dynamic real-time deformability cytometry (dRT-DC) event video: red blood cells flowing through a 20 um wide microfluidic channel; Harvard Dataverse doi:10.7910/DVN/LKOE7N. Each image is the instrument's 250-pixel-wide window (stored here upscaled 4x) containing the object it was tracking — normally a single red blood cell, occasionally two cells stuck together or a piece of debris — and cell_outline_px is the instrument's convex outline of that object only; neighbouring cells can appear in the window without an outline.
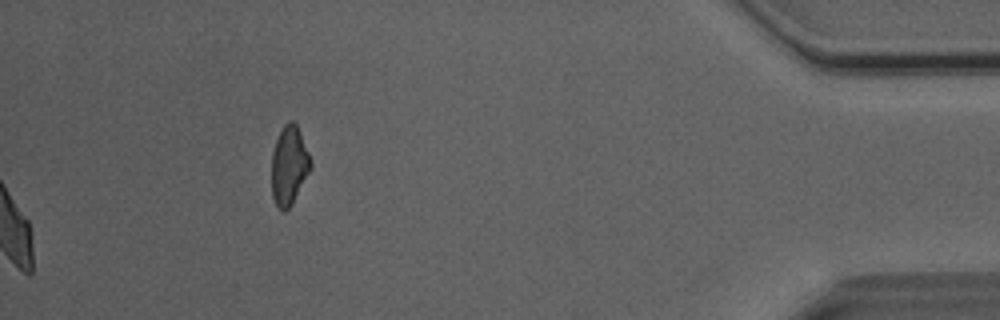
{"species": "Egyptian fruit bat (a non-hibernating species)", "species_latin": "Rousettus aegyptiacus", "temperature_condition": "room temperature", "stored_images_in_passage": 37, "camera_frame_rate_fps": 3000, "um_per_image_px": 0.085, "animal": {"sex": "male"}, "frame": {"image": 1, "passage_image": 37, "time_ms": 12.0, "image_size_px": [1000, 320], "cell_outline_px": [[312, 168], [292, 204], [284, 212], [276, 204], [272, 196], [272, 152], [276, 140], [284, 124], [288, 120], [292, 120], [296, 124], [300, 132], [312, 160]], "centroid_in_image_um": [24.59, 14.05], "position_along_channel_um": 410.6, "area_um2": 17.98}, "authors_computed_cell_mechanics": {"area_um2": 23.409, "velocity_mm_per_s": 4.0355, "shape_relaxation_time_tau1_ms": 4.9074, "shape_relaxation_time_tau2_ms": 1.3517, "deformation_change_tau1": 0.1532, "deformation_change_tau2": 0.073}}